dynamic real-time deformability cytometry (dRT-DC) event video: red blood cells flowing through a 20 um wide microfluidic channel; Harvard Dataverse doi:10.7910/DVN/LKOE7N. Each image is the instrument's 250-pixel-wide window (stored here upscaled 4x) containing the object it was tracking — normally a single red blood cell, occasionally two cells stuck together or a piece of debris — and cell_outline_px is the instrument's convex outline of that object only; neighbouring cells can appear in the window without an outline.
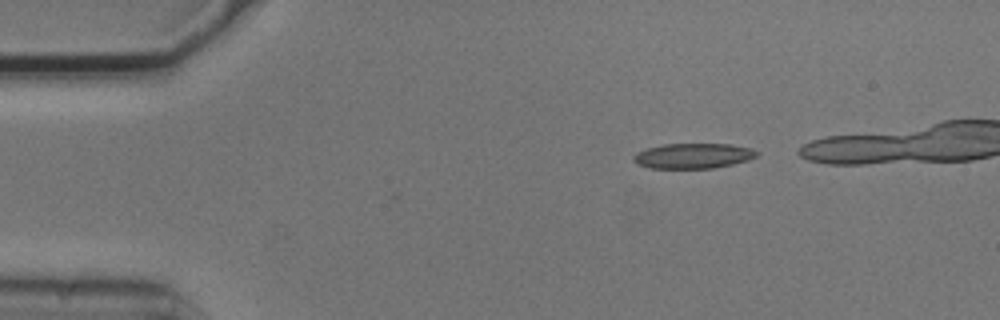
{"species": "common noctule bat (a hibernating species)", "species_latin": "Nyctalus noctula", "temperature_condition": "cold", "stored_images_in_passage": 6, "camera_frame_rate_fps": 3000, "um_per_image_px": 0.085, "animal": {"sex": "male", "body_mass_g": 20.5, "forearm_length_mm": 52.5}, "frame": {"image": 1, "passage_image": 2, "time_ms": 0.333, "image_size_px": [1000, 320], "cell_outline_px": [[760, 152], [756, 156], [748, 160], [732, 164], [712, 168], [648, 168], [636, 164], [632, 160], [632, 156], [636, 152], [648, 148], [664, 144], [732, 144], [752, 148]], "centroid_in_image_um": [58.9, 13.24], "position_along_channel_um": 26.1, "area_um2": 18.21}}